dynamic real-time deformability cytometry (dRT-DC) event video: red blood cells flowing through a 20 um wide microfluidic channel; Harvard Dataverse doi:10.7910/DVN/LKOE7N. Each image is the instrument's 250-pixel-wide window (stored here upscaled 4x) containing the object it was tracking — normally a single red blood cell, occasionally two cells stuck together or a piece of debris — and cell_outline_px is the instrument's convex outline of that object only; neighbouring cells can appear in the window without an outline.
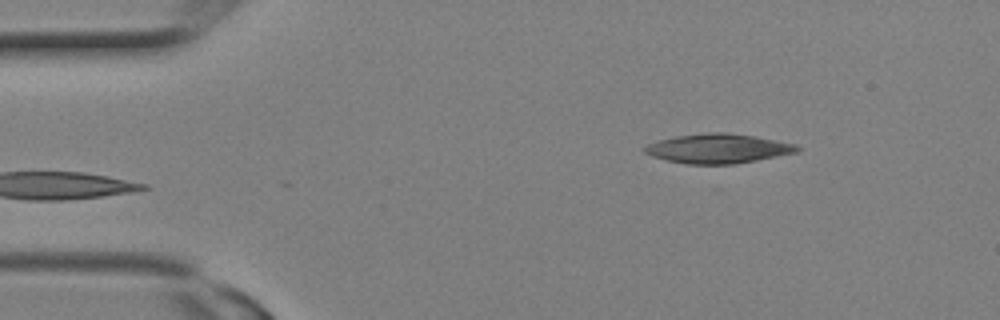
{"species": "Egyptian fruit bat (a non-hibernating species)", "species_latin": "Rousettus aegyptiacus", "temperature_condition": "room temperature", "stored_images_in_passage": 8, "camera_frame_rate_fps": 3000, "um_per_image_px": 0.085, "animal": {"sex": "female"}, "frame": {"image": 1, "passage_image": 8, "time_ms": 2.333, "image_size_px": [1000, 320], "cell_outline_px": [[800, 148], [796, 152], [736, 164], [684, 164], [652, 156], [644, 152], [644, 148], [648, 144], [660, 140], [676, 136], [704, 132], [728, 132], [752, 136], [796, 144]], "centroid_in_image_um": [61.01, 12.62], "position_along_channel_um": 24.0, "area_um2": 25.89}}